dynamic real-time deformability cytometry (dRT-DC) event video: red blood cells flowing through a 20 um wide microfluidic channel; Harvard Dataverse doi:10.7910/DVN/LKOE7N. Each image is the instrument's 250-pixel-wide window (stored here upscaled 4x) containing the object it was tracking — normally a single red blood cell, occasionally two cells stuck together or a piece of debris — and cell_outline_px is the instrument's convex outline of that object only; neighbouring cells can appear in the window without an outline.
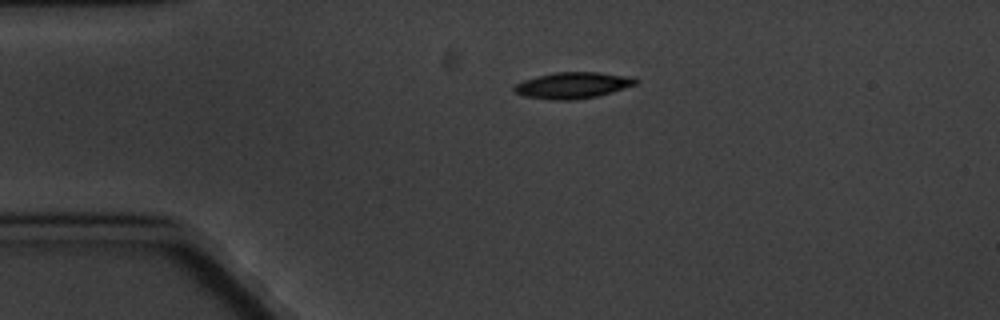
{"species": "common noctule bat (a hibernating species)", "species_latin": "Nyctalus noctula", "temperature_condition": "cold", "stored_images_in_passage": 2, "camera_frame_rate_fps": 3000, "um_per_image_px": 0.085, "animal": {"sex": "male", "body_mass_g": 20.1, "forearm_length_mm": 53.5}, "frame": {"image": 1, "passage_image": 1, "time_ms": 0.0, "image_size_px": [1000, 320], "cell_outline_px": [[640, 80], [636, 84], [612, 92], [596, 96], [572, 100], [552, 100], [524, 96], [516, 92], [512, 88], [516, 84], [524, 80], [536, 76], [556, 72], [600, 72], [636, 76]], "centroid_in_image_um": [48.74, 7.24], "position_along_channel_um": 36.3, "area_um2": 18.73}}